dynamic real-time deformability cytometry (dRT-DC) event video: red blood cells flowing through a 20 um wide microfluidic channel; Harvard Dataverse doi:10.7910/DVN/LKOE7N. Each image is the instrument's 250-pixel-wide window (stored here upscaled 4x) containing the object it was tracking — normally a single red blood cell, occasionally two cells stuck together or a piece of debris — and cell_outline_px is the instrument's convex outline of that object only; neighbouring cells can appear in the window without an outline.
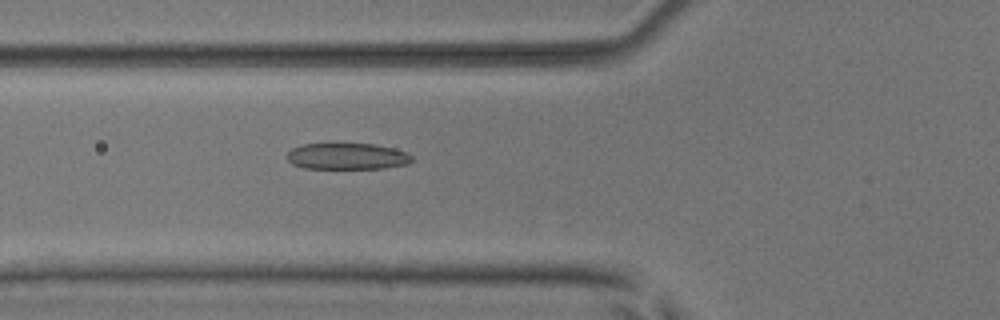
{"species": "common noctule bat (a hibernating species)", "species_latin": "Nyctalus noctula", "temperature_condition": "room temperature", "stored_images_in_passage": 5, "camera_frame_rate_fps": 3000, "um_per_image_px": 0.085, "animal": {"sex": "male", "body_mass_g": 17.9, "forearm_length_mm": 54.2}, "frame": {"image": 1, "passage_image": 5, "time_ms": 5.333, "image_size_px": [1000, 320], "cell_outline_px": [[412, 160], [408, 164], [384, 168], [304, 168], [292, 164], [288, 160], [288, 152], [292, 148], [304, 144], [328, 140], [376, 144], [396, 148], [408, 152], [412, 156]], "centroid_in_image_um": [29.5, 13.22], "position_along_channel_um": 96.3, "area_um2": 20.23}}